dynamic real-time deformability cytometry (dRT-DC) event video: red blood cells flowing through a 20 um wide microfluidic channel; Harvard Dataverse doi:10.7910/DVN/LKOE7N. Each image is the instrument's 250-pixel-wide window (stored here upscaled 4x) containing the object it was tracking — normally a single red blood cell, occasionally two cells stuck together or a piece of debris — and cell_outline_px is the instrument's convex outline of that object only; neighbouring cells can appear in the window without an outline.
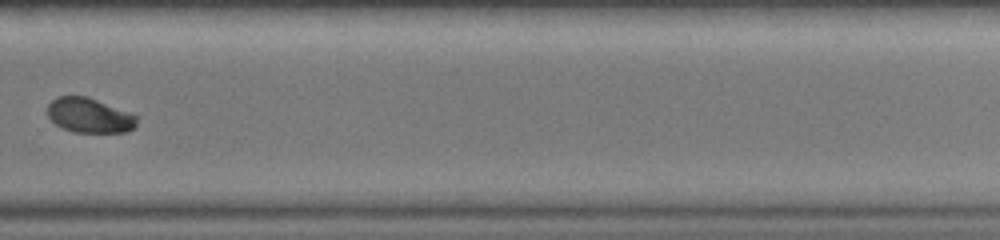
{"species": "common noctule bat (a hibernating species)", "species_latin": "Nyctalus noctula", "temperature_condition": "warm", "stored_images_in_passage": 28, "camera_frame_rate_fps": 3000, "um_per_image_px": 0.085, "animal": {"sex": "female", "body_mass_g": 19.0, "forearm_length_mm": 51.5}, "frame": {"image": 1, "passage_image": 23, "time_ms": 7.333, "image_size_px": [1000, 240], "cell_outline_px": [[136, 128], [128, 132], [72, 132], [56, 124], [48, 116], [48, 104], [56, 96], [84, 96], [132, 112], [136, 116]], "centroid_in_image_um": [7.63, 9.81], "position_along_channel_um": 322.2, "area_um2": 18.09}}
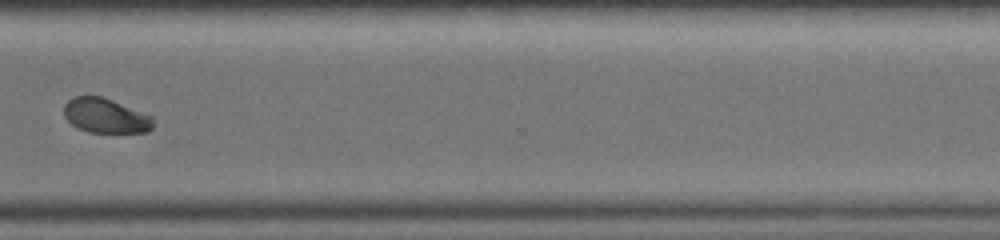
{"frame": {"image": 2, "passage_image": 25, "time_ms": 8.0, "image_size_px": [1000, 240], "cell_outline_px": [[152, 128], [148, 132], [88, 132], [76, 128], [64, 116], [64, 104], [68, 100], [76, 96], [100, 96], [112, 100], [152, 116]], "centroid_in_image_um": [8.94, 9.84], "position_along_channel_um": 361.7, "area_um2": 17.86}}